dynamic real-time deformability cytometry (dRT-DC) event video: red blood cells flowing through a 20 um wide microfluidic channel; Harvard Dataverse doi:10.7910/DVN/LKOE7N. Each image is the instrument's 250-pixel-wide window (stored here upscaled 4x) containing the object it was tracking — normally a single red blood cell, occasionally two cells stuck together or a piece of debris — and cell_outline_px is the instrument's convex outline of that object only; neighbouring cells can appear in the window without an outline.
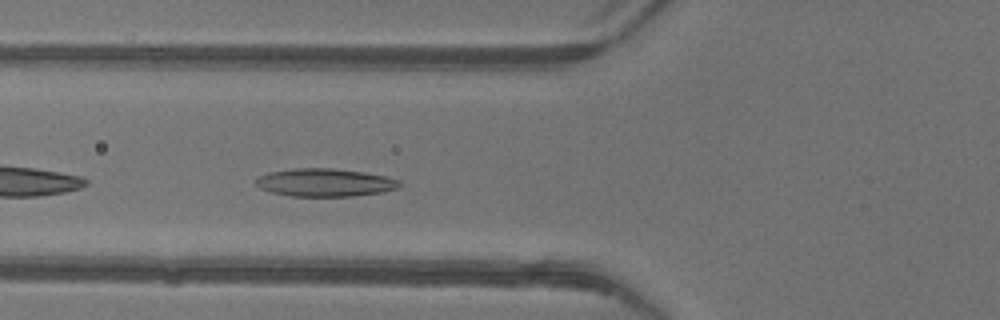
{"species": "common noctule bat (a hibernating species)", "species_latin": "Nyctalus noctula", "temperature_condition": "warm", "stored_images_in_passage": 34, "camera_frame_rate_fps": 3000, "um_per_image_px": 0.085, "animal": {"sex": "female"}, "frame": {"image": 1, "passage_image": 4, "time_ms": 1.0, "image_size_px": [1000, 320], "cell_outline_px": [[400, 188], [380, 192], [352, 196], [292, 196], [268, 192], [260, 188], [252, 180], [268, 172], [296, 168], [332, 168], [364, 172], [388, 176], [400, 180]], "centroid_in_image_um": [27.6, 15.51], "position_along_channel_um": 98.2, "area_um2": 23.58}}
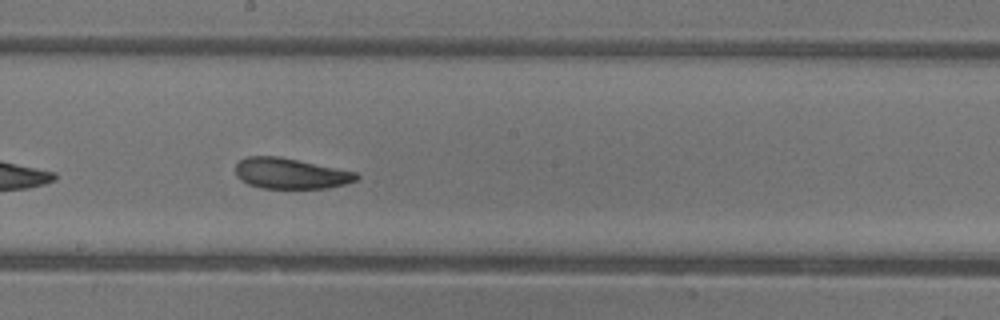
{"frame": {"image": 2, "passage_image": 13, "time_ms": 4.0, "image_size_px": [1000, 320], "cell_outline_px": [[360, 176], [356, 180], [344, 184], [328, 188], [260, 188], [248, 184], [240, 180], [236, 176], [236, 164], [240, 160], [248, 156], [280, 156], [356, 172]], "centroid_in_image_um": [24.67, 14.74], "position_along_channel_um": 223.5, "area_um2": 21.62}}
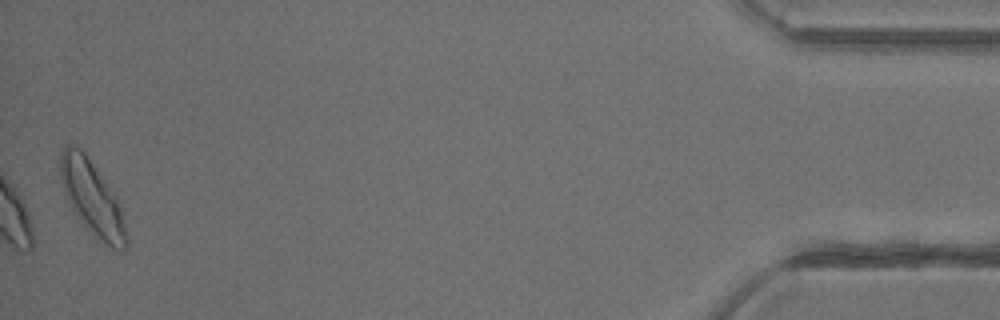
{"frame": {"image": 3, "passage_image": 34, "time_ms": 11.0, "image_size_px": [1000, 320], "cell_outline_px": [[128, 244], [124, 252], [120, 252], [96, 240], [80, 220], [72, 208], [64, 192], [60, 180], [60, 156], [64, 144], [68, 144], [80, 148], [84, 152], [116, 196], [124, 220], [128, 240]], "centroid_in_image_um": [7.84, 16.89], "position_along_channel_um": 427.4, "area_um2": 28.61}, "authors_computed_cell_mechanics": {"area_um2": 22.4264, "velocity_mm_per_s": 4.1647, "shape_relaxation_time_tau1_ms": 2.5923, "shape_relaxation_time_tau2_ms": 2.604, "deformation_change_tau1": 0.1413, "deformation_change_tau2": 0.107}}